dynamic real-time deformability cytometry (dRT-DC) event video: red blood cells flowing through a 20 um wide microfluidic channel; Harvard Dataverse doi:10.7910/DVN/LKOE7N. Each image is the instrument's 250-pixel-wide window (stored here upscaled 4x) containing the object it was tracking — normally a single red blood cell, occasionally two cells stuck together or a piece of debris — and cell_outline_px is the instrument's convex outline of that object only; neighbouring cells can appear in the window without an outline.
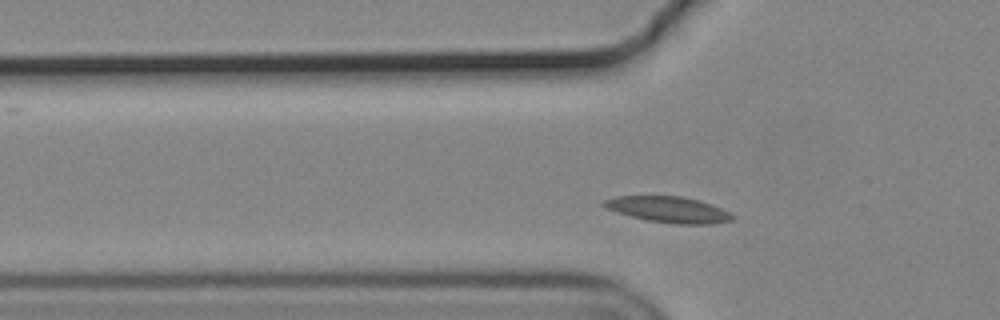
{"species": "common noctule bat (a hibernating species)", "species_latin": "Nyctalus noctula", "temperature_condition": "cold", "stored_images_in_passage": 38, "camera_frame_rate_fps": 3000, "um_per_image_px": 0.085, "animal": {"sex": "male", "body_mass_g": 19.2, "forearm_length_mm": 51.8}, "frame": {"image": 1, "passage_image": 9, "time_ms": 2.667, "image_size_px": [1000, 320], "cell_outline_px": [[736, 216], [732, 220], [712, 224], [672, 224], [648, 220], [616, 212], [600, 204], [604, 200], [616, 196], [680, 196], [700, 200], [720, 208]], "centroid_in_image_um": [56.83, 17.81], "position_along_channel_um": 69.0, "area_um2": 19.36}}
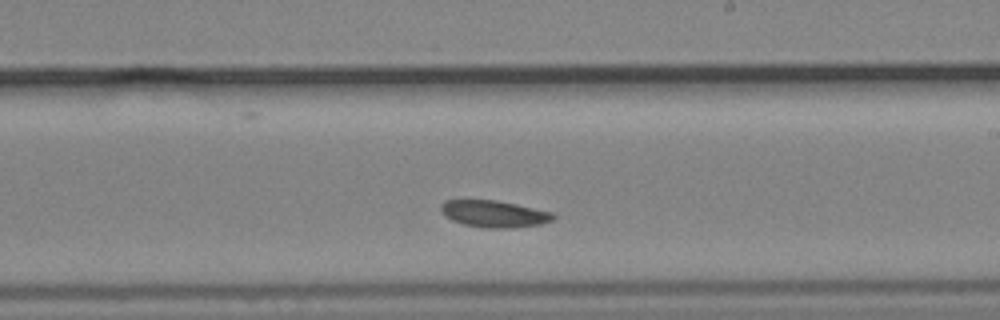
{"frame": {"image": 2, "passage_image": 24, "time_ms": 7.667, "image_size_px": [1000, 320], "cell_outline_px": [[556, 216], [552, 220], [540, 224], [512, 228], [484, 228], [464, 224], [452, 220], [444, 216], [440, 208], [440, 204], [444, 200], [496, 200], [516, 204], [552, 212]], "centroid_in_image_um": [41.97, 18.17], "position_along_channel_um": 247.0, "area_um2": 17.57}}
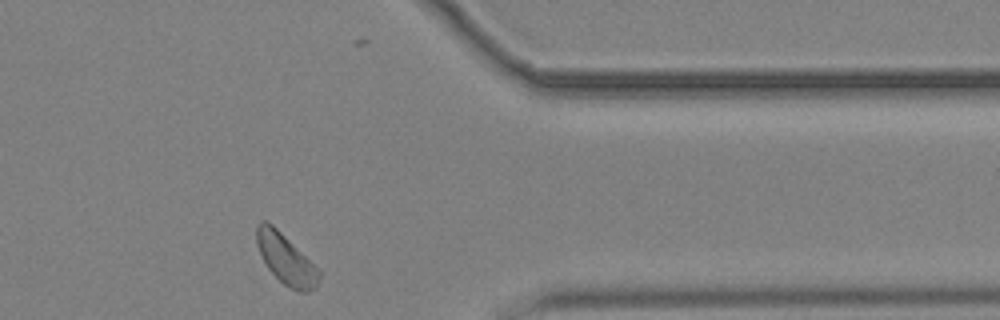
{"frame": {"image": 3, "passage_image": 37, "time_ms": 12.0, "image_size_px": [1000, 320], "cell_outline_px": [[320, 276], [316, 288], [308, 292], [296, 292], [284, 284], [268, 268], [256, 244], [256, 224], [260, 220], [264, 220], [272, 224], [320, 268]], "centroid_in_image_um": [24.33, 22.02], "position_along_channel_um": 387.1, "area_um2": 18.38}, "authors_computed_cell_mechanics": {"area_um2": 18.207, "velocity_mm_per_s": 3.5788, "shape_relaxation_time_tau1_ms": 2.7874, "shape_relaxation_time_tau2_ms": 5.7256, "deformation_change_tau1": 0.0622, "deformation_change_tau2": 0.0575}}